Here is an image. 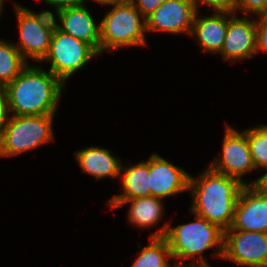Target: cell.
Segmentation results:
<instances>
[{"instance_id": "cell-1", "label": "cell", "mask_w": 267, "mask_h": 267, "mask_svg": "<svg viewBox=\"0 0 267 267\" xmlns=\"http://www.w3.org/2000/svg\"><path fill=\"white\" fill-rule=\"evenodd\" d=\"M4 88L11 115L38 116L57 114L65 84L50 70L29 63Z\"/></svg>"}, {"instance_id": "cell-2", "label": "cell", "mask_w": 267, "mask_h": 267, "mask_svg": "<svg viewBox=\"0 0 267 267\" xmlns=\"http://www.w3.org/2000/svg\"><path fill=\"white\" fill-rule=\"evenodd\" d=\"M195 221L171 226V220L166 222L150 237H165L176 267H211L204 258L206 250L214 248L213 257L222 259L224 250V230L209 222L206 218L193 214ZM196 257L197 264L195 262ZM190 260L189 265L183 261Z\"/></svg>"}, {"instance_id": "cell-3", "label": "cell", "mask_w": 267, "mask_h": 267, "mask_svg": "<svg viewBox=\"0 0 267 267\" xmlns=\"http://www.w3.org/2000/svg\"><path fill=\"white\" fill-rule=\"evenodd\" d=\"M243 185L235 178L218 173L209 166L198 179L189 177L192 197L190 214L206 218L222 230L232 226L235 207Z\"/></svg>"}, {"instance_id": "cell-4", "label": "cell", "mask_w": 267, "mask_h": 267, "mask_svg": "<svg viewBox=\"0 0 267 267\" xmlns=\"http://www.w3.org/2000/svg\"><path fill=\"white\" fill-rule=\"evenodd\" d=\"M112 6L100 21V54L119 48L147 45L146 18L130 0H111Z\"/></svg>"}, {"instance_id": "cell-5", "label": "cell", "mask_w": 267, "mask_h": 267, "mask_svg": "<svg viewBox=\"0 0 267 267\" xmlns=\"http://www.w3.org/2000/svg\"><path fill=\"white\" fill-rule=\"evenodd\" d=\"M55 115H10L0 136V157L17 156L54 141Z\"/></svg>"}, {"instance_id": "cell-6", "label": "cell", "mask_w": 267, "mask_h": 267, "mask_svg": "<svg viewBox=\"0 0 267 267\" xmlns=\"http://www.w3.org/2000/svg\"><path fill=\"white\" fill-rule=\"evenodd\" d=\"M96 56L99 54L89 44L57 30L52 33L49 51L42 61L50 62L49 70L66 85L76 71Z\"/></svg>"}, {"instance_id": "cell-7", "label": "cell", "mask_w": 267, "mask_h": 267, "mask_svg": "<svg viewBox=\"0 0 267 267\" xmlns=\"http://www.w3.org/2000/svg\"><path fill=\"white\" fill-rule=\"evenodd\" d=\"M222 141V155L208 165L212 170L237 179L248 185L243 176L255 170L252 162L246 130L238 131L226 124Z\"/></svg>"}, {"instance_id": "cell-8", "label": "cell", "mask_w": 267, "mask_h": 267, "mask_svg": "<svg viewBox=\"0 0 267 267\" xmlns=\"http://www.w3.org/2000/svg\"><path fill=\"white\" fill-rule=\"evenodd\" d=\"M222 259L241 266L267 267V233L225 230Z\"/></svg>"}, {"instance_id": "cell-9", "label": "cell", "mask_w": 267, "mask_h": 267, "mask_svg": "<svg viewBox=\"0 0 267 267\" xmlns=\"http://www.w3.org/2000/svg\"><path fill=\"white\" fill-rule=\"evenodd\" d=\"M196 12L193 0H165L146 18V31L190 35Z\"/></svg>"}, {"instance_id": "cell-10", "label": "cell", "mask_w": 267, "mask_h": 267, "mask_svg": "<svg viewBox=\"0 0 267 267\" xmlns=\"http://www.w3.org/2000/svg\"><path fill=\"white\" fill-rule=\"evenodd\" d=\"M236 14V15H235ZM229 13L228 28L219 53L223 61L252 59L256 55V19Z\"/></svg>"}, {"instance_id": "cell-11", "label": "cell", "mask_w": 267, "mask_h": 267, "mask_svg": "<svg viewBox=\"0 0 267 267\" xmlns=\"http://www.w3.org/2000/svg\"><path fill=\"white\" fill-rule=\"evenodd\" d=\"M14 9L20 40L18 44L14 42V45L27 62L30 59L35 62H42L49 51L52 32L44 29L27 10V7L14 2Z\"/></svg>"}, {"instance_id": "cell-12", "label": "cell", "mask_w": 267, "mask_h": 267, "mask_svg": "<svg viewBox=\"0 0 267 267\" xmlns=\"http://www.w3.org/2000/svg\"><path fill=\"white\" fill-rule=\"evenodd\" d=\"M190 174L157 153L149 157V187L151 196L165 199L188 191Z\"/></svg>"}, {"instance_id": "cell-13", "label": "cell", "mask_w": 267, "mask_h": 267, "mask_svg": "<svg viewBox=\"0 0 267 267\" xmlns=\"http://www.w3.org/2000/svg\"><path fill=\"white\" fill-rule=\"evenodd\" d=\"M229 229L267 233V196L251 185H243Z\"/></svg>"}, {"instance_id": "cell-14", "label": "cell", "mask_w": 267, "mask_h": 267, "mask_svg": "<svg viewBox=\"0 0 267 267\" xmlns=\"http://www.w3.org/2000/svg\"><path fill=\"white\" fill-rule=\"evenodd\" d=\"M59 30L89 44L100 54V23L96 24L85 4L63 9Z\"/></svg>"}, {"instance_id": "cell-15", "label": "cell", "mask_w": 267, "mask_h": 267, "mask_svg": "<svg viewBox=\"0 0 267 267\" xmlns=\"http://www.w3.org/2000/svg\"><path fill=\"white\" fill-rule=\"evenodd\" d=\"M196 12L189 36L197 38L204 52H221L229 22V12H213L210 15L198 16Z\"/></svg>"}, {"instance_id": "cell-16", "label": "cell", "mask_w": 267, "mask_h": 267, "mask_svg": "<svg viewBox=\"0 0 267 267\" xmlns=\"http://www.w3.org/2000/svg\"><path fill=\"white\" fill-rule=\"evenodd\" d=\"M122 163L119 179L122 181L121 194L113 195L108 200L107 207L117 208L123 201L151 196L149 187V158L137 164ZM124 172V173H123Z\"/></svg>"}, {"instance_id": "cell-17", "label": "cell", "mask_w": 267, "mask_h": 267, "mask_svg": "<svg viewBox=\"0 0 267 267\" xmlns=\"http://www.w3.org/2000/svg\"><path fill=\"white\" fill-rule=\"evenodd\" d=\"M75 159L83 173L93 176L96 181L119 178L122 161L113 156L110 150L98 146H89L74 152Z\"/></svg>"}, {"instance_id": "cell-18", "label": "cell", "mask_w": 267, "mask_h": 267, "mask_svg": "<svg viewBox=\"0 0 267 267\" xmlns=\"http://www.w3.org/2000/svg\"><path fill=\"white\" fill-rule=\"evenodd\" d=\"M163 199L149 196L134 198L123 201L119 206L130 203L128 210V221L139 228H150L157 225L164 216Z\"/></svg>"}, {"instance_id": "cell-19", "label": "cell", "mask_w": 267, "mask_h": 267, "mask_svg": "<svg viewBox=\"0 0 267 267\" xmlns=\"http://www.w3.org/2000/svg\"><path fill=\"white\" fill-rule=\"evenodd\" d=\"M173 259L166 238L150 237L149 245L141 248L139 256L131 267H176L168 260Z\"/></svg>"}, {"instance_id": "cell-20", "label": "cell", "mask_w": 267, "mask_h": 267, "mask_svg": "<svg viewBox=\"0 0 267 267\" xmlns=\"http://www.w3.org/2000/svg\"><path fill=\"white\" fill-rule=\"evenodd\" d=\"M28 64L14 42L0 39V86L9 84Z\"/></svg>"}, {"instance_id": "cell-21", "label": "cell", "mask_w": 267, "mask_h": 267, "mask_svg": "<svg viewBox=\"0 0 267 267\" xmlns=\"http://www.w3.org/2000/svg\"><path fill=\"white\" fill-rule=\"evenodd\" d=\"M246 136L255 171H261L267 167V131L258 125L255 128H247Z\"/></svg>"}, {"instance_id": "cell-22", "label": "cell", "mask_w": 267, "mask_h": 267, "mask_svg": "<svg viewBox=\"0 0 267 267\" xmlns=\"http://www.w3.org/2000/svg\"><path fill=\"white\" fill-rule=\"evenodd\" d=\"M27 10L35 17L37 22L40 23V25L44 29H47L52 33L60 29V23H58V21L60 22V15L62 10H60L59 8L55 7V14H53V12L50 10L41 11L40 13H36L30 9Z\"/></svg>"}, {"instance_id": "cell-23", "label": "cell", "mask_w": 267, "mask_h": 267, "mask_svg": "<svg viewBox=\"0 0 267 267\" xmlns=\"http://www.w3.org/2000/svg\"><path fill=\"white\" fill-rule=\"evenodd\" d=\"M193 3L197 11H199L200 4L209 6L215 12L235 13L236 7V0H193Z\"/></svg>"}, {"instance_id": "cell-24", "label": "cell", "mask_w": 267, "mask_h": 267, "mask_svg": "<svg viewBox=\"0 0 267 267\" xmlns=\"http://www.w3.org/2000/svg\"><path fill=\"white\" fill-rule=\"evenodd\" d=\"M266 6L267 0H236L235 13L240 10L245 15H260Z\"/></svg>"}, {"instance_id": "cell-25", "label": "cell", "mask_w": 267, "mask_h": 267, "mask_svg": "<svg viewBox=\"0 0 267 267\" xmlns=\"http://www.w3.org/2000/svg\"><path fill=\"white\" fill-rule=\"evenodd\" d=\"M267 52V20L256 18V54Z\"/></svg>"}, {"instance_id": "cell-26", "label": "cell", "mask_w": 267, "mask_h": 267, "mask_svg": "<svg viewBox=\"0 0 267 267\" xmlns=\"http://www.w3.org/2000/svg\"><path fill=\"white\" fill-rule=\"evenodd\" d=\"M136 9L147 18L152 14L165 0H130Z\"/></svg>"}, {"instance_id": "cell-27", "label": "cell", "mask_w": 267, "mask_h": 267, "mask_svg": "<svg viewBox=\"0 0 267 267\" xmlns=\"http://www.w3.org/2000/svg\"><path fill=\"white\" fill-rule=\"evenodd\" d=\"M10 118L8 99L5 88L0 86V136Z\"/></svg>"}, {"instance_id": "cell-28", "label": "cell", "mask_w": 267, "mask_h": 267, "mask_svg": "<svg viewBox=\"0 0 267 267\" xmlns=\"http://www.w3.org/2000/svg\"><path fill=\"white\" fill-rule=\"evenodd\" d=\"M265 169L263 175L259 176V178L253 180L252 182H248L254 189H256L259 193L267 196V167Z\"/></svg>"}, {"instance_id": "cell-29", "label": "cell", "mask_w": 267, "mask_h": 267, "mask_svg": "<svg viewBox=\"0 0 267 267\" xmlns=\"http://www.w3.org/2000/svg\"><path fill=\"white\" fill-rule=\"evenodd\" d=\"M47 5H51L54 8H59L60 10L74 7L80 5L79 0H43Z\"/></svg>"}, {"instance_id": "cell-30", "label": "cell", "mask_w": 267, "mask_h": 267, "mask_svg": "<svg viewBox=\"0 0 267 267\" xmlns=\"http://www.w3.org/2000/svg\"><path fill=\"white\" fill-rule=\"evenodd\" d=\"M80 3L82 4H85L87 2V0H79ZM86 1V2H85ZM90 1H93V2H97L99 4H102V5H105L107 4L108 2H110L111 0H90Z\"/></svg>"}, {"instance_id": "cell-31", "label": "cell", "mask_w": 267, "mask_h": 267, "mask_svg": "<svg viewBox=\"0 0 267 267\" xmlns=\"http://www.w3.org/2000/svg\"><path fill=\"white\" fill-rule=\"evenodd\" d=\"M257 17H260L261 19H266V20H267V6H266V8L261 12L260 15H257Z\"/></svg>"}, {"instance_id": "cell-32", "label": "cell", "mask_w": 267, "mask_h": 267, "mask_svg": "<svg viewBox=\"0 0 267 267\" xmlns=\"http://www.w3.org/2000/svg\"><path fill=\"white\" fill-rule=\"evenodd\" d=\"M7 1V0H6ZM5 0H0V19L2 17V12H3V5H4Z\"/></svg>"}, {"instance_id": "cell-33", "label": "cell", "mask_w": 267, "mask_h": 267, "mask_svg": "<svg viewBox=\"0 0 267 267\" xmlns=\"http://www.w3.org/2000/svg\"><path fill=\"white\" fill-rule=\"evenodd\" d=\"M261 126L267 131V125L261 124Z\"/></svg>"}]
</instances>
